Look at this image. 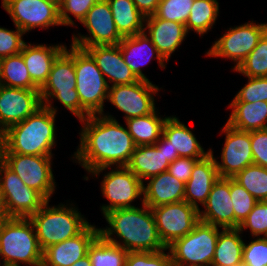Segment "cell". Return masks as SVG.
I'll use <instances>...</instances> for the list:
<instances>
[{
	"label": "cell",
	"mask_w": 267,
	"mask_h": 266,
	"mask_svg": "<svg viewBox=\"0 0 267 266\" xmlns=\"http://www.w3.org/2000/svg\"><path fill=\"white\" fill-rule=\"evenodd\" d=\"M84 125L74 158L87 172L98 176L112 165L127 166L136 145L127 128L112 115L93 114L80 120Z\"/></svg>",
	"instance_id": "6da1fadb"
},
{
	"label": "cell",
	"mask_w": 267,
	"mask_h": 266,
	"mask_svg": "<svg viewBox=\"0 0 267 266\" xmlns=\"http://www.w3.org/2000/svg\"><path fill=\"white\" fill-rule=\"evenodd\" d=\"M142 208L115 209L104 215L110 227L99 229V234L108 242L128 252H159L167 250L161 241L151 208L142 203ZM116 234L123 244L112 235Z\"/></svg>",
	"instance_id": "7a4b0ae2"
},
{
	"label": "cell",
	"mask_w": 267,
	"mask_h": 266,
	"mask_svg": "<svg viewBox=\"0 0 267 266\" xmlns=\"http://www.w3.org/2000/svg\"><path fill=\"white\" fill-rule=\"evenodd\" d=\"M55 113L41 106L25 120L10 126L5 132L3 153L52 156L55 144Z\"/></svg>",
	"instance_id": "3957f363"
},
{
	"label": "cell",
	"mask_w": 267,
	"mask_h": 266,
	"mask_svg": "<svg viewBox=\"0 0 267 266\" xmlns=\"http://www.w3.org/2000/svg\"><path fill=\"white\" fill-rule=\"evenodd\" d=\"M0 257L2 266H42L43 251L29 218L9 217L0 222Z\"/></svg>",
	"instance_id": "277c9868"
},
{
	"label": "cell",
	"mask_w": 267,
	"mask_h": 266,
	"mask_svg": "<svg viewBox=\"0 0 267 266\" xmlns=\"http://www.w3.org/2000/svg\"><path fill=\"white\" fill-rule=\"evenodd\" d=\"M48 204L49 200L29 217L42 251L51 245L77 236L89 225L77 208L63 204L49 207Z\"/></svg>",
	"instance_id": "5b68a950"
},
{
	"label": "cell",
	"mask_w": 267,
	"mask_h": 266,
	"mask_svg": "<svg viewBox=\"0 0 267 266\" xmlns=\"http://www.w3.org/2000/svg\"><path fill=\"white\" fill-rule=\"evenodd\" d=\"M76 72L73 61V45L66 49L54 61L48 79L39 90L44 106L55 114L57 109L51 105V98L59 100L79 120L91 114L81 105L76 91Z\"/></svg>",
	"instance_id": "8992f818"
},
{
	"label": "cell",
	"mask_w": 267,
	"mask_h": 266,
	"mask_svg": "<svg viewBox=\"0 0 267 266\" xmlns=\"http://www.w3.org/2000/svg\"><path fill=\"white\" fill-rule=\"evenodd\" d=\"M73 61L76 72V91L81 105L91 114H103L104 100L108 98L109 85L85 50L73 45Z\"/></svg>",
	"instance_id": "52a82bcc"
},
{
	"label": "cell",
	"mask_w": 267,
	"mask_h": 266,
	"mask_svg": "<svg viewBox=\"0 0 267 266\" xmlns=\"http://www.w3.org/2000/svg\"><path fill=\"white\" fill-rule=\"evenodd\" d=\"M218 227L199 221L188 234L167 247L174 266H211Z\"/></svg>",
	"instance_id": "ba28073f"
},
{
	"label": "cell",
	"mask_w": 267,
	"mask_h": 266,
	"mask_svg": "<svg viewBox=\"0 0 267 266\" xmlns=\"http://www.w3.org/2000/svg\"><path fill=\"white\" fill-rule=\"evenodd\" d=\"M52 157L3 153V163L16 173L27 187L36 190L50 201L56 187L51 169Z\"/></svg>",
	"instance_id": "9c48e42d"
},
{
	"label": "cell",
	"mask_w": 267,
	"mask_h": 266,
	"mask_svg": "<svg viewBox=\"0 0 267 266\" xmlns=\"http://www.w3.org/2000/svg\"><path fill=\"white\" fill-rule=\"evenodd\" d=\"M0 191L8 217L29 218L47 201L39 192L27 187L3 162L0 163Z\"/></svg>",
	"instance_id": "30bf717a"
},
{
	"label": "cell",
	"mask_w": 267,
	"mask_h": 266,
	"mask_svg": "<svg viewBox=\"0 0 267 266\" xmlns=\"http://www.w3.org/2000/svg\"><path fill=\"white\" fill-rule=\"evenodd\" d=\"M162 243L167 248L200 221L199 209L185 200L151 208Z\"/></svg>",
	"instance_id": "8fae6325"
},
{
	"label": "cell",
	"mask_w": 267,
	"mask_h": 266,
	"mask_svg": "<svg viewBox=\"0 0 267 266\" xmlns=\"http://www.w3.org/2000/svg\"><path fill=\"white\" fill-rule=\"evenodd\" d=\"M267 31V23L254 24L248 22L235 28H229L227 33L211 46L208 56L230 58L236 62L237 68L249 53L257 46L259 39Z\"/></svg>",
	"instance_id": "7c38bea8"
},
{
	"label": "cell",
	"mask_w": 267,
	"mask_h": 266,
	"mask_svg": "<svg viewBox=\"0 0 267 266\" xmlns=\"http://www.w3.org/2000/svg\"><path fill=\"white\" fill-rule=\"evenodd\" d=\"M90 36L73 35L72 45L85 49L91 46L118 45L123 36L118 32L107 0L96 2L81 22Z\"/></svg>",
	"instance_id": "4fadbf2b"
},
{
	"label": "cell",
	"mask_w": 267,
	"mask_h": 266,
	"mask_svg": "<svg viewBox=\"0 0 267 266\" xmlns=\"http://www.w3.org/2000/svg\"><path fill=\"white\" fill-rule=\"evenodd\" d=\"M158 91V86L149 80L139 79L132 84L109 87L107 100L125 113L126 120L153 113L156 109L153 94Z\"/></svg>",
	"instance_id": "5bb4252c"
},
{
	"label": "cell",
	"mask_w": 267,
	"mask_h": 266,
	"mask_svg": "<svg viewBox=\"0 0 267 266\" xmlns=\"http://www.w3.org/2000/svg\"><path fill=\"white\" fill-rule=\"evenodd\" d=\"M101 183L102 194L110 201L101 207L103 215L115 209L135 207L131 203L143 195V182L127 166L112 169Z\"/></svg>",
	"instance_id": "9a60e30c"
},
{
	"label": "cell",
	"mask_w": 267,
	"mask_h": 266,
	"mask_svg": "<svg viewBox=\"0 0 267 266\" xmlns=\"http://www.w3.org/2000/svg\"><path fill=\"white\" fill-rule=\"evenodd\" d=\"M2 6L14 25L24 33L38 27L48 29L53 25H62L59 8L44 0H2Z\"/></svg>",
	"instance_id": "2e32d148"
},
{
	"label": "cell",
	"mask_w": 267,
	"mask_h": 266,
	"mask_svg": "<svg viewBox=\"0 0 267 266\" xmlns=\"http://www.w3.org/2000/svg\"><path fill=\"white\" fill-rule=\"evenodd\" d=\"M43 106L39 90L6 87L0 84V133L22 122Z\"/></svg>",
	"instance_id": "e0dca14e"
},
{
	"label": "cell",
	"mask_w": 267,
	"mask_h": 266,
	"mask_svg": "<svg viewBox=\"0 0 267 266\" xmlns=\"http://www.w3.org/2000/svg\"><path fill=\"white\" fill-rule=\"evenodd\" d=\"M222 132L226 138L221 154V163L215 159L220 177L233 178L238 172L253 164L250 132L232 128L226 123Z\"/></svg>",
	"instance_id": "ac0fdd59"
},
{
	"label": "cell",
	"mask_w": 267,
	"mask_h": 266,
	"mask_svg": "<svg viewBox=\"0 0 267 266\" xmlns=\"http://www.w3.org/2000/svg\"><path fill=\"white\" fill-rule=\"evenodd\" d=\"M99 229L89 224L77 236L49 246L43 251L42 266H72L87 255L89 245L99 235Z\"/></svg>",
	"instance_id": "d6986e66"
},
{
	"label": "cell",
	"mask_w": 267,
	"mask_h": 266,
	"mask_svg": "<svg viewBox=\"0 0 267 266\" xmlns=\"http://www.w3.org/2000/svg\"><path fill=\"white\" fill-rule=\"evenodd\" d=\"M205 210L199 209V220L216 227L234 228V209L230 196V178L220 177L213 185Z\"/></svg>",
	"instance_id": "ffe728a7"
},
{
	"label": "cell",
	"mask_w": 267,
	"mask_h": 266,
	"mask_svg": "<svg viewBox=\"0 0 267 266\" xmlns=\"http://www.w3.org/2000/svg\"><path fill=\"white\" fill-rule=\"evenodd\" d=\"M85 50L95 60L96 65L114 85L132 84L139 79L125 63L119 45L91 46Z\"/></svg>",
	"instance_id": "44dd1931"
},
{
	"label": "cell",
	"mask_w": 267,
	"mask_h": 266,
	"mask_svg": "<svg viewBox=\"0 0 267 266\" xmlns=\"http://www.w3.org/2000/svg\"><path fill=\"white\" fill-rule=\"evenodd\" d=\"M209 152L195 163L191 177L185 183L184 200L197 209H200L198 202L203 206L214 183L220 178L213 151L210 149Z\"/></svg>",
	"instance_id": "7402d4cb"
},
{
	"label": "cell",
	"mask_w": 267,
	"mask_h": 266,
	"mask_svg": "<svg viewBox=\"0 0 267 266\" xmlns=\"http://www.w3.org/2000/svg\"><path fill=\"white\" fill-rule=\"evenodd\" d=\"M144 30L148 28V37L152 40L153 45L156 47L159 55L168 62L171 54L182 43L188 34L185 25L158 18L155 14L145 17Z\"/></svg>",
	"instance_id": "603a6c76"
},
{
	"label": "cell",
	"mask_w": 267,
	"mask_h": 266,
	"mask_svg": "<svg viewBox=\"0 0 267 266\" xmlns=\"http://www.w3.org/2000/svg\"><path fill=\"white\" fill-rule=\"evenodd\" d=\"M145 32L146 31H143L132 36L123 37L118 45L120 47L125 63L129 66L133 74L138 79L149 80L142 73L140 66H143L144 64L150 62L155 53V58L158 59L159 66L161 68L164 69L166 67V64H164L166 61L159 55V52L153 45L152 40L148 37V35H146Z\"/></svg>",
	"instance_id": "cb8c5ba5"
},
{
	"label": "cell",
	"mask_w": 267,
	"mask_h": 266,
	"mask_svg": "<svg viewBox=\"0 0 267 266\" xmlns=\"http://www.w3.org/2000/svg\"><path fill=\"white\" fill-rule=\"evenodd\" d=\"M66 49L64 45H27L24 44L20 54L28 69L32 82L41 89L46 83L56 58Z\"/></svg>",
	"instance_id": "d4e9b609"
},
{
	"label": "cell",
	"mask_w": 267,
	"mask_h": 266,
	"mask_svg": "<svg viewBox=\"0 0 267 266\" xmlns=\"http://www.w3.org/2000/svg\"><path fill=\"white\" fill-rule=\"evenodd\" d=\"M150 178L146 186L143 183L142 198V203L149 208L184 200L185 183L167 171Z\"/></svg>",
	"instance_id": "484cf974"
},
{
	"label": "cell",
	"mask_w": 267,
	"mask_h": 266,
	"mask_svg": "<svg viewBox=\"0 0 267 266\" xmlns=\"http://www.w3.org/2000/svg\"><path fill=\"white\" fill-rule=\"evenodd\" d=\"M162 134L179 157L202 159L210 152H205L190 129L177 117H167L163 124Z\"/></svg>",
	"instance_id": "4316f807"
},
{
	"label": "cell",
	"mask_w": 267,
	"mask_h": 266,
	"mask_svg": "<svg viewBox=\"0 0 267 266\" xmlns=\"http://www.w3.org/2000/svg\"><path fill=\"white\" fill-rule=\"evenodd\" d=\"M170 163L155 145L136 146L127 167L144 183L155 175L166 172Z\"/></svg>",
	"instance_id": "83f0119b"
},
{
	"label": "cell",
	"mask_w": 267,
	"mask_h": 266,
	"mask_svg": "<svg viewBox=\"0 0 267 266\" xmlns=\"http://www.w3.org/2000/svg\"><path fill=\"white\" fill-rule=\"evenodd\" d=\"M232 113L227 124L232 128L251 132L267 128V102H231Z\"/></svg>",
	"instance_id": "f1b7e54d"
},
{
	"label": "cell",
	"mask_w": 267,
	"mask_h": 266,
	"mask_svg": "<svg viewBox=\"0 0 267 266\" xmlns=\"http://www.w3.org/2000/svg\"><path fill=\"white\" fill-rule=\"evenodd\" d=\"M238 228H226L219 232L211 266L242 265L244 241Z\"/></svg>",
	"instance_id": "f546056e"
},
{
	"label": "cell",
	"mask_w": 267,
	"mask_h": 266,
	"mask_svg": "<svg viewBox=\"0 0 267 266\" xmlns=\"http://www.w3.org/2000/svg\"><path fill=\"white\" fill-rule=\"evenodd\" d=\"M118 32L123 36H132L144 30L145 17L132 0H107Z\"/></svg>",
	"instance_id": "4dcf8cb0"
},
{
	"label": "cell",
	"mask_w": 267,
	"mask_h": 266,
	"mask_svg": "<svg viewBox=\"0 0 267 266\" xmlns=\"http://www.w3.org/2000/svg\"><path fill=\"white\" fill-rule=\"evenodd\" d=\"M165 118L157 115L155 110L151 114L126 119L127 130L136 146L154 145L162 135Z\"/></svg>",
	"instance_id": "1f68e13d"
},
{
	"label": "cell",
	"mask_w": 267,
	"mask_h": 266,
	"mask_svg": "<svg viewBox=\"0 0 267 266\" xmlns=\"http://www.w3.org/2000/svg\"><path fill=\"white\" fill-rule=\"evenodd\" d=\"M0 84L6 87L40 90L32 82L20 53L0 59Z\"/></svg>",
	"instance_id": "d6a6232c"
},
{
	"label": "cell",
	"mask_w": 267,
	"mask_h": 266,
	"mask_svg": "<svg viewBox=\"0 0 267 266\" xmlns=\"http://www.w3.org/2000/svg\"><path fill=\"white\" fill-rule=\"evenodd\" d=\"M87 254L92 266H125L128 251L99 234L89 245Z\"/></svg>",
	"instance_id": "836d02e7"
},
{
	"label": "cell",
	"mask_w": 267,
	"mask_h": 266,
	"mask_svg": "<svg viewBox=\"0 0 267 266\" xmlns=\"http://www.w3.org/2000/svg\"><path fill=\"white\" fill-rule=\"evenodd\" d=\"M219 13L217 0H194L188 21L185 25L187 33L194 30L200 36L207 33L214 25Z\"/></svg>",
	"instance_id": "e575fe53"
},
{
	"label": "cell",
	"mask_w": 267,
	"mask_h": 266,
	"mask_svg": "<svg viewBox=\"0 0 267 266\" xmlns=\"http://www.w3.org/2000/svg\"><path fill=\"white\" fill-rule=\"evenodd\" d=\"M233 179L257 201H267V168L253 163L238 172Z\"/></svg>",
	"instance_id": "d590c367"
},
{
	"label": "cell",
	"mask_w": 267,
	"mask_h": 266,
	"mask_svg": "<svg viewBox=\"0 0 267 266\" xmlns=\"http://www.w3.org/2000/svg\"><path fill=\"white\" fill-rule=\"evenodd\" d=\"M234 71L246 77H267V31Z\"/></svg>",
	"instance_id": "8d00e7d4"
},
{
	"label": "cell",
	"mask_w": 267,
	"mask_h": 266,
	"mask_svg": "<svg viewBox=\"0 0 267 266\" xmlns=\"http://www.w3.org/2000/svg\"><path fill=\"white\" fill-rule=\"evenodd\" d=\"M230 196L234 209V228H238L258 201L233 178H230Z\"/></svg>",
	"instance_id": "74e56055"
},
{
	"label": "cell",
	"mask_w": 267,
	"mask_h": 266,
	"mask_svg": "<svg viewBox=\"0 0 267 266\" xmlns=\"http://www.w3.org/2000/svg\"><path fill=\"white\" fill-rule=\"evenodd\" d=\"M194 0H160L155 15L186 25Z\"/></svg>",
	"instance_id": "f35d334b"
},
{
	"label": "cell",
	"mask_w": 267,
	"mask_h": 266,
	"mask_svg": "<svg viewBox=\"0 0 267 266\" xmlns=\"http://www.w3.org/2000/svg\"><path fill=\"white\" fill-rule=\"evenodd\" d=\"M248 83L235 95L232 102H267V77H247Z\"/></svg>",
	"instance_id": "ab89813d"
},
{
	"label": "cell",
	"mask_w": 267,
	"mask_h": 266,
	"mask_svg": "<svg viewBox=\"0 0 267 266\" xmlns=\"http://www.w3.org/2000/svg\"><path fill=\"white\" fill-rule=\"evenodd\" d=\"M246 228H250L254 238L261 234H264L263 237H267V201H258L238 227L241 232Z\"/></svg>",
	"instance_id": "60d3db41"
},
{
	"label": "cell",
	"mask_w": 267,
	"mask_h": 266,
	"mask_svg": "<svg viewBox=\"0 0 267 266\" xmlns=\"http://www.w3.org/2000/svg\"><path fill=\"white\" fill-rule=\"evenodd\" d=\"M98 1L100 0H63L59 7V18L62 26H73L75 24L69 16V13L82 22L87 12Z\"/></svg>",
	"instance_id": "b9f144b4"
},
{
	"label": "cell",
	"mask_w": 267,
	"mask_h": 266,
	"mask_svg": "<svg viewBox=\"0 0 267 266\" xmlns=\"http://www.w3.org/2000/svg\"><path fill=\"white\" fill-rule=\"evenodd\" d=\"M159 252H128L125 266H174L171 254Z\"/></svg>",
	"instance_id": "7bdbcfd3"
},
{
	"label": "cell",
	"mask_w": 267,
	"mask_h": 266,
	"mask_svg": "<svg viewBox=\"0 0 267 266\" xmlns=\"http://www.w3.org/2000/svg\"><path fill=\"white\" fill-rule=\"evenodd\" d=\"M242 265L244 266H267V237L244 243L242 254Z\"/></svg>",
	"instance_id": "ee69618b"
},
{
	"label": "cell",
	"mask_w": 267,
	"mask_h": 266,
	"mask_svg": "<svg viewBox=\"0 0 267 266\" xmlns=\"http://www.w3.org/2000/svg\"><path fill=\"white\" fill-rule=\"evenodd\" d=\"M15 27V31L0 27V59L19 54L26 43L22 39L25 33Z\"/></svg>",
	"instance_id": "f6af8a7d"
},
{
	"label": "cell",
	"mask_w": 267,
	"mask_h": 266,
	"mask_svg": "<svg viewBox=\"0 0 267 266\" xmlns=\"http://www.w3.org/2000/svg\"><path fill=\"white\" fill-rule=\"evenodd\" d=\"M254 164L267 168V128L250 132Z\"/></svg>",
	"instance_id": "bcb514c9"
},
{
	"label": "cell",
	"mask_w": 267,
	"mask_h": 266,
	"mask_svg": "<svg viewBox=\"0 0 267 266\" xmlns=\"http://www.w3.org/2000/svg\"><path fill=\"white\" fill-rule=\"evenodd\" d=\"M199 159L178 157L170 163L167 172L179 181L186 183L192 174L193 167Z\"/></svg>",
	"instance_id": "7dc6e473"
},
{
	"label": "cell",
	"mask_w": 267,
	"mask_h": 266,
	"mask_svg": "<svg viewBox=\"0 0 267 266\" xmlns=\"http://www.w3.org/2000/svg\"><path fill=\"white\" fill-rule=\"evenodd\" d=\"M137 9L144 17L154 15L157 11L160 0H132Z\"/></svg>",
	"instance_id": "c3c4849f"
},
{
	"label": "cell",
	"mask_w": 267,
	"mask_h": 266,
	"mask_svg": "<svg viewBox=\"0 0 267 266\" xmlns=\"http://www.w3.org/2000/svg\"><path fill=\"white\" fill-rule=\"evenodd\" d=\"M158 149H163L164 154L167 157V161L172 163L178 158L177 152H174L173 148L169 144V140L162 134L159 141L154 144Z\"/></svg>",
	"instance_id": "681fc988"
},
{
	"label": "cell",
	"mask_w": 267,
	"mask_h": 266,
	"mask_svg": "<svg viewBox=\"0 0 267 266\" xmlns=\"http://www.w3.org/2000/svg\"><path fill=\"white\" fill-rule=\"evenodd\" d=\"M7 218L9 217L5 209V204H4L2 193L0 191V222Z\"/></svg>",
	"instance_id": "f907efd6"
},
{
	"label": "cell",
	"mask_w": 267,
	"mask_h": 266,
	"mask_svg": "<svg viewBox=\"0 0 267 266\" xmlns=\"http://www.w3.org/2000/svg\"><path fill=\"white\" fill-rule=\"evenodd\" d=\"M72 266H92V265H91L90 258H89L88 254H87L83 258H81L78 261H76L75 263H73Z\"/></svg>",
	"instance_id": "816d5d0a"
},
{
	"label": "cell",
	"mask_w": 267,
	"mask_h": 266,
	"mask_svg": "<svg viewBox=\"0 0 267 266\" xmlns=\"http://www.w3.org/2000/svg\"><path fill=\"white\" fill-rule=\"evenodd\" d=\"M3 148H4V137L3 134L0 133V163L3 162Z\"/></svg>",
	"instance_id": "f5cc1de1"
},
{
	"label": "cell",
	"mask_w": 267,
	"mask_h": 266,
	"mask_svg": "<svg viewBox=\"0 0 267 266\" xmlns=\"http://www.w3.org/2000/svg\"><path fill=\"white\" fill-rule=\"evenodd\" d=\"M44 1L50 2L59 8L63 0H44Z\"/></svg>",
	"instance_id": "db71d44e"
}]
</instances>
